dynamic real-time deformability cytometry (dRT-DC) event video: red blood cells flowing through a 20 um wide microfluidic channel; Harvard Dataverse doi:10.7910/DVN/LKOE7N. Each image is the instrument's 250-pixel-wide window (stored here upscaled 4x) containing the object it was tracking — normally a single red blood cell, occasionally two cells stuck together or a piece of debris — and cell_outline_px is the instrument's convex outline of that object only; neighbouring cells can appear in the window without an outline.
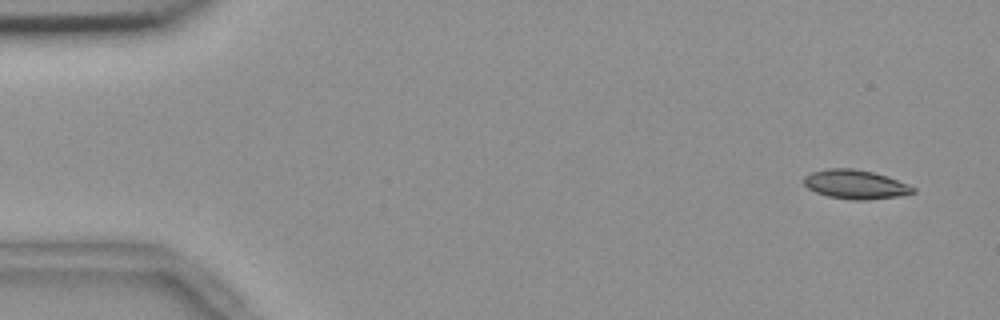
{"species": "common noctule bat (a hibernating species)", "species_latin": "Nyctalus noctula", "temperature_condition": "room temperature", "stored_images_in_passage": 2, "segment_of_instrument_passage": [2, 2], "camera_frame_rate_fps": 3000, "um_per_image_px": 0.085, "animal": {"sex": "female", "body_mass_g": 18.4}, "frame": {"image": 1, "passage_image": 2, "time_ms": 0.333, "image_size_px": [1000, 320], "cell_outline_px": [[916, 192], [896, 196], [864, 200], [852, 200], [828, 196], [816, 192], [808, 188], [804, 184], [804, 176], [812, 172], [828, 168], [852, 168], [872, 172], [908, 184], [916, 188]], "centroid_in_image_um": [72.68, 15.67], "position_along_channel_um": 12.3, "area_um2": 18.21}}